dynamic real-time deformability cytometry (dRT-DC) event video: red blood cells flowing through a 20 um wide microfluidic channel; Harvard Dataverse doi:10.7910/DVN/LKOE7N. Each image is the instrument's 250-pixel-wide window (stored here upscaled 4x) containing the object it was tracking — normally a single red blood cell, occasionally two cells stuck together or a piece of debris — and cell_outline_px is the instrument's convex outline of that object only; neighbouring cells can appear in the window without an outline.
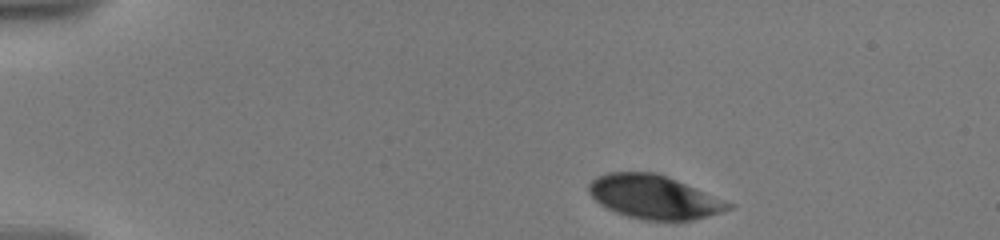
{"species": "human", "species_latin": "Homo sapiens", "temperature_condition": "warm", "stored_images_in_passage": 30, "camera_frame_rate_fps": 3000, "um_per_image_px": 0.085, "donor": {"sex": "male"}, "frame": {"image": 1, "passage_image": 1, "time_ms": 0.0, "image_size_px": [1000, 240], "cell_outline_px": [[736, 208], [708, 216], [692, 220], [644, 220], [628, 216], [616, 212], [600, 204], [588, 192], [588, 184], [596, 176], [608, 172], [656, 172], [668, 176], [736, 204]], "centroid_in_image_um": [55.64, 16.73], "position_along_channel_um": 29.4, "area_um2": 35.78}}
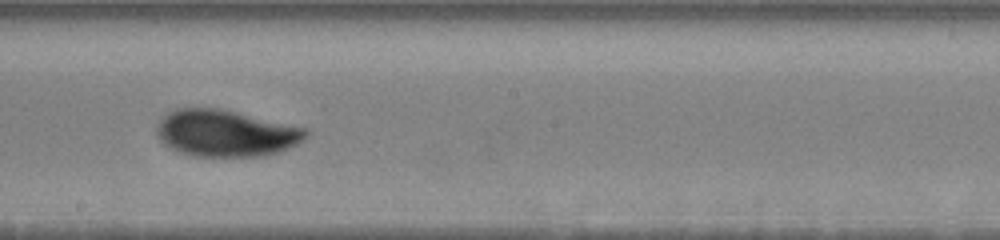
{"frame": {"image": 2, "passage_image": 18, "time_ms": 8.0, "image_size_px": [1000, 240], "cell_outline_px": [[308, 136], [296, 144], [280, 152], [264, 156], [196, 156], [180, 152], [164, 144], [160, 140], [156, 132], [156, 128], [160, 120], [168, 112], [176, 108], [220, 108], [304, 128], [308, 132]], "centroid_in_image_um": [19.17, 11.32], "position_along_channel_um": 229.0, "area_um2": 40.29}}
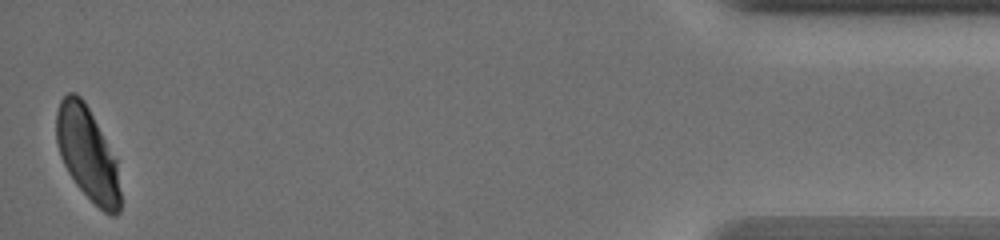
{"frame": {"image": 3, "passage_image": 30, "time_ms": 15.667, "image_size_px": [1000, 240], "cell_outline_px": [[120, 212], [116, 216], [112, 216], [104, 212], [76, 184], [68, 172], [60, 156], [56, 140], [56, 112], [60, 100], [68, 92], [76, 92], [84, 100], [116, 160], [120, 192]], "centroid_in_image_um": [7.41, 13.06], "position_along_channel_um": 427.8, "area_um2": 34.28}, "authors_computed_cell_mechanics": {"area_um2": 38.8994, "velocity_mm_per_s": 3.5408, "shape_relaxation_time_tau1_ms": 4.3412, "shape_relaxation_time_tau2_ms": 0.9023, "deformation_change_tau1": 0.1224, "deformation_change_tau2": 0.0429}}